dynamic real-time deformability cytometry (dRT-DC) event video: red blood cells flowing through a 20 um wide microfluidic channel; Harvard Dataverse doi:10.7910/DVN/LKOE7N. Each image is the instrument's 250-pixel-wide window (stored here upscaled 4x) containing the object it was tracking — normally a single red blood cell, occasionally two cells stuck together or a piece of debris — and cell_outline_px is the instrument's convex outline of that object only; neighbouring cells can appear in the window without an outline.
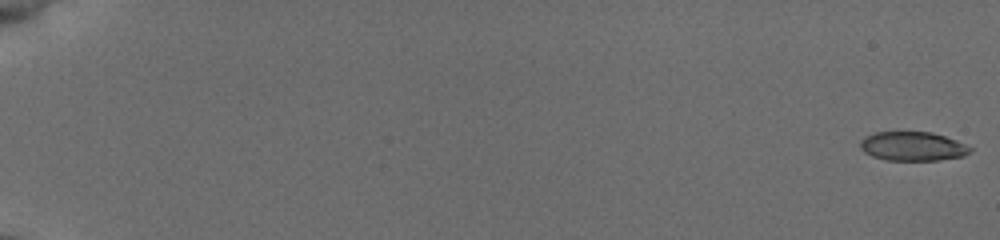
{"species": "common noctule bat (a hibernating species)", "species_latin": "Nyctalus noctula", "temperature_condition": "cold", "stored_images_in_passage": 56, "camera_frame_rate_fps": 3000, "um_per_image_px": 0.085, "animal": {"sex": "female", "body_mass_g": 19.5, "forearm_length_mm": 54.1}, "frame": {"image": 1, "passage_image": 1, "time_ms": 0.0, "image_size_px": [1000, 240], "cell_outline_px": [[972, 152], [964, 156], [936, 160], [884, 160], [872, 156], [864, 152], [860, 148], [860, 140], [864, 136], [876, 132], [932, 132], [956, 140], [972, 148]], "centroid_in_image_um": [77.56, 12.43], "position_along_channel_um": 7.4, "area_um2": 18.67}}
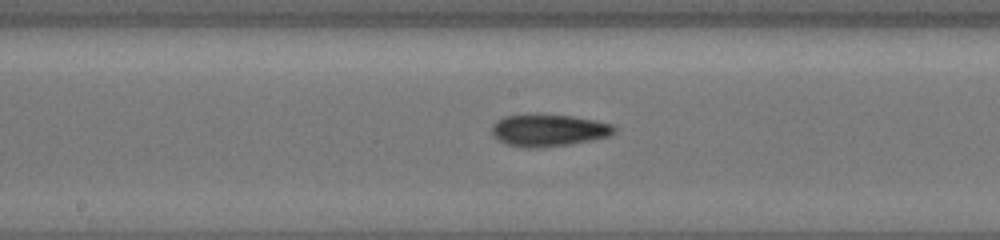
{"frame": {"image": 2, "passage_image": 32, "time_ms": 10.333, "image_size_px": [1000, 240], "cell_outline_px": [[616, 132], [608, 136], [592, 140], [568, 144], [540, 148], [524, 148], [508, 144], [500, 140], [492, 132], [492, 124], [496, 120], [504, 116], [572, 116], [596, 120], [612, 124], [616, 128]], "centroid_in_image_um": [46.67, 11.1], "position_along_channel_um": 201.5, "area_um2": 22.37}}
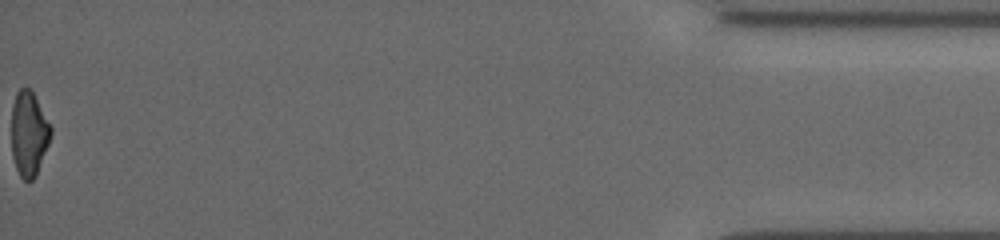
{"frame": {"image": 3, "passage_image": 56, "time_ms": 18.333, "image_size_px": [1000, 240], "cell_outline_px": [[52, 132], [48, 144], [36, 176], [32, 180], [24, 180], [20, 176], [16, 168], [12, 156], [12, 104], [16, 92], [20, 88], [28, 88], [32, 92], [52, 128]], "centroid_in_image_um": [2.44, 11.38], "position_along_channel_um": 432.8, "area_um2": 19.19}, "authors_computed_cell_mechanics": {"area_um2": 20.8947, "velocity_mm_per_s": 3.9047, "shape_relaxation_time_tau1_ms": 8.1811, "shape_relaxation_time_tau2_ms": 9.3454, "deformation_change_tau1": 0.1973, "deformation_change_tau2": 0.1823}}